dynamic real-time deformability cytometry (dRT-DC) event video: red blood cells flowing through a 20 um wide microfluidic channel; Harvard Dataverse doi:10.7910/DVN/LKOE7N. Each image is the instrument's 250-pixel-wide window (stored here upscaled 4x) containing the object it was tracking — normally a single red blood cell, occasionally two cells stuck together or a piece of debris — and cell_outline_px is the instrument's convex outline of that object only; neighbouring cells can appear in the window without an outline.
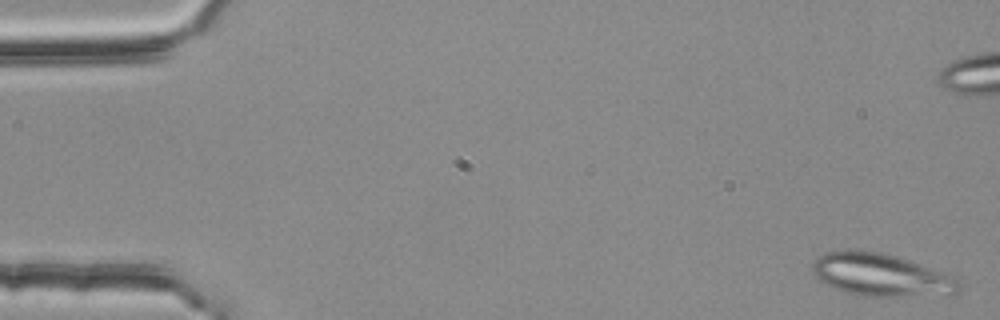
{"species": "common noctule bat (a hibernating species)", "species_latin": "Nyctalus noctula", "temperature_condition": "room temperature", "stored_images_in_passage": 54, "camera_frame_rate_fps": 3000, "um_per_image_px": 0.085, "animal": {"sex": "female", "body_mass_g": 25.1}, "frame": {"image": 1, "passage_image": 2, "time_ms": 0.333, "image_size_px": [1000, 320], "cell_outline_px": [[960, 288], [956, 292], [948, 296], [864, 296], [844, 292], [820, 280], [816, 276], [812, 268], [812, 264], [824, 252], [848, 248], [864, 248], [896, 256], [908, 260], [940, 272], [956, 280], [960, 284]], "centroid_in_image_um": [74.84, 23.35], "position_along_channel_um": 10.2, "area_um2": 36.41}}
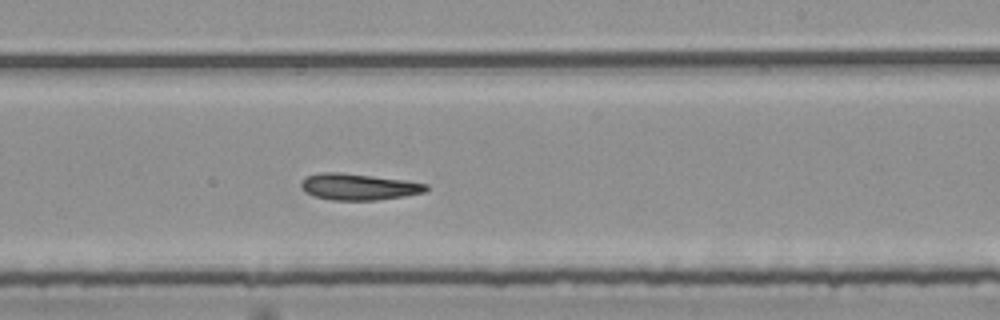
{"frame": {"image": 2, "passage_image": 33, "time_ms": 10.667, "image_size_px": [1000, 320], "cell_outline_px": [[428, 188], [424, 192], [404, 196], [376, 200], [332, 200], [312, 196], [304, 192], [300, 188], [300, 184], [308, 176], [320, 172], [340, 172], [404, 180], [428, 184]], "centroid_in_image_um": [30.44, 15.88], "position_along_channel_um": 258.6, "area_um2": 19.19}}
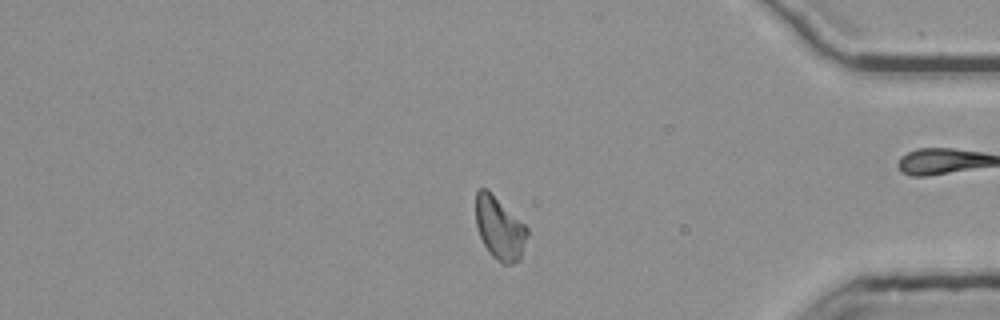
{"frame": {"image": 3, "passage_image": 46, "time_ms": 15.0, "image_size_px": [1000, 320], "cell_outline_px": [[528, 232], [520, 260], [512, 264], [504, 264], [492, 256], [488, 252], [480, 236], [476, 224], [476, 192], [480, 188], [488, 188], [528, 228]], "centroid_in_image_um": [42.46, 19.38], "position_along_channel_um": 392.7, "area_um2": 18.79}}